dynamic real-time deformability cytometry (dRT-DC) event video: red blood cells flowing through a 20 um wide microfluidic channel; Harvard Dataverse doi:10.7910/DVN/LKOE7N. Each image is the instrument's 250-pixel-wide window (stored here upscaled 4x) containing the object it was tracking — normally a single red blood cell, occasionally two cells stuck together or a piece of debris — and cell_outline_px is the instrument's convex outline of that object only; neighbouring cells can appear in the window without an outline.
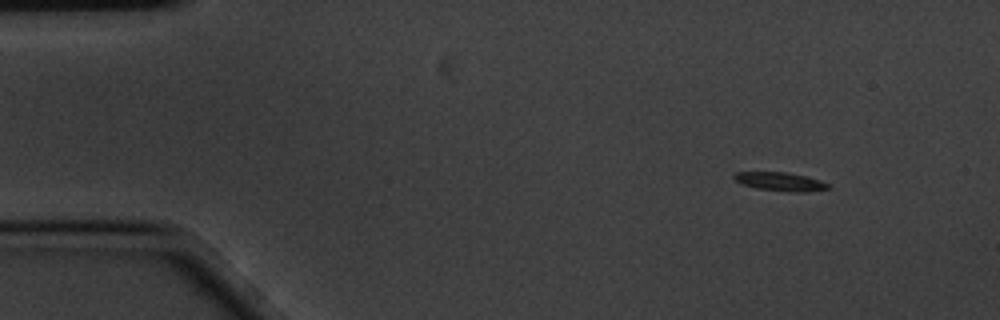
{"species": "common noctule bat (a hibernating species)", "species_latin": "Nyctalus noctula", "temperature_condition": "cold", "stored_images_in_passage": 6, "camera_frame_rate_fps": 3000, "um_per_image_px": 0.085, "animal": {"sex": "male", "body_mass_g": 20.1, "forearm_length_mm": 53.5}, "frame": {"image": 1, "passage_image": 2, "time_ms": 0.333, "image_size_px": [1000, 320], "cell_outline_px": [[832, 188], [804, 192], [792, 192], [756, 188], [744, 184], [736, 180], [732, 176], [736, 172], [784, 172], [804, 176], [820, 180], [828, 184]], "centroid_in_image_um": [66.34, 15.44], "position_along_channel_um": 18.7, "area_um2": 10.0}}